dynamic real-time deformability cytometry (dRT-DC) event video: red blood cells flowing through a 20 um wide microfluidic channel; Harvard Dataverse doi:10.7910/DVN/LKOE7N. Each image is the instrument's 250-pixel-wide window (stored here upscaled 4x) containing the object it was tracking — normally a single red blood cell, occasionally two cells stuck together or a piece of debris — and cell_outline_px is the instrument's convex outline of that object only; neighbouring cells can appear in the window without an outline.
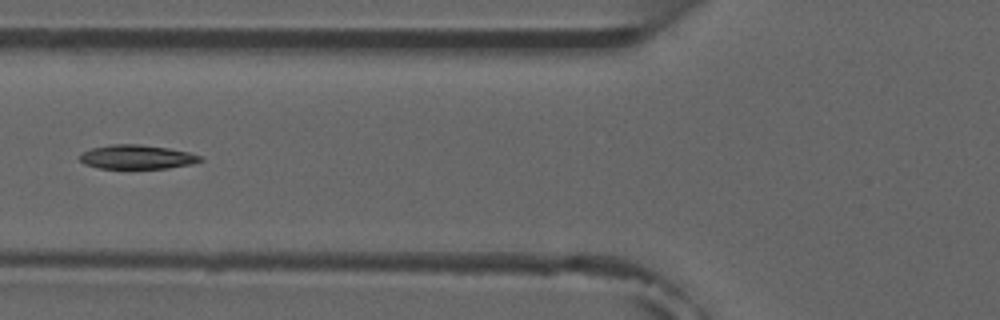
{"species": "common noctule bat (a hibernating species)", "species_latin": "Nyctalus noctula", "temperature_condition": "room temperature", "stored_images_in_passage": 8, "camera_frame_rate_fps": 3000, "um_per_image_px": 0.085, "animal": {"sex": "male", "forearm_length_mm": 52.5}, "frame": {"image": 1, "passage_image": 6, "time_ms": 6.0, "image_size_px": [1000, 320], "cell_outline_px": [[204, 160], [192, 164], [168, 168], [100, 168], [84, 164], [80, 160], [80, 156], [84, 152], [92, 148], [112, 144], [136, 144], [168, 148], [188, 152], [204, 156]], "centroid_in_image_um": [11.69, 13.34], "position_along_channel_um": 114.1, "area_um2": 16.82}}
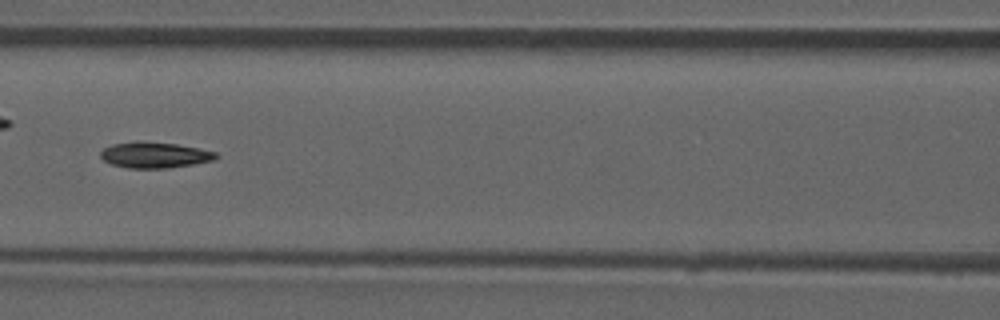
{"frame": {"image": 2, "passage_image": 7, "time_ms": 7.0, "image_size_px": [1000, 320], "cell_outline_px": [[220, 156], [216, 160], [168, 168], [128, 168], [112, 164], [104, 160], [100, 156], [100, 152], [104, 148], [112, 144], [136, 140], [140, 140], [176, 144], [216, 152]], "centroid_in_image_um": [13.14, 13.16], "position_along_channel_um": 153.5, "area_um2": 17.51}}